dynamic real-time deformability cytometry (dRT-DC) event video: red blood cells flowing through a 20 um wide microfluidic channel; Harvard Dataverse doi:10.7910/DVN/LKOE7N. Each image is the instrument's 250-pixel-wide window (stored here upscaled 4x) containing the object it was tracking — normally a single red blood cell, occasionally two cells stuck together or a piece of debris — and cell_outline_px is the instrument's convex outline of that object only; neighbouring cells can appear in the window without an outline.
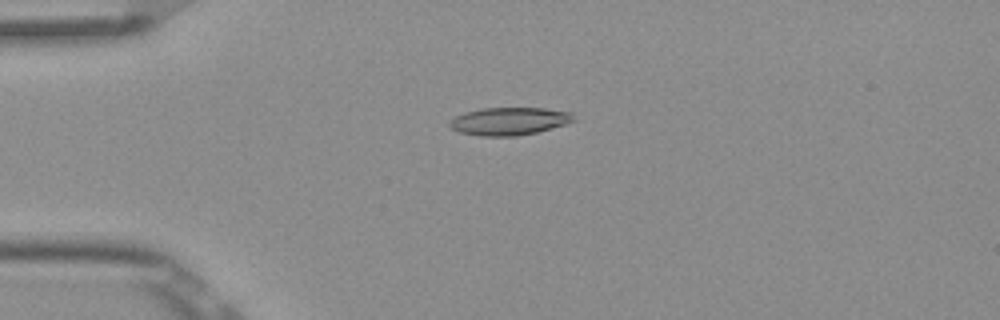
{"species": "Egyptian fruit bat (a non-hibernating species)", "species_latin": "Rousettus aegyptiacus", "temperature_condition": "room temperature", "stored_images_in_passage": 52, "camera_frame_rate_fps": 3000, "um_per_image_px": 0.085, "frame": {"image": 1, "passage_image": 13, "time_ms": 4.0, "image_size_px": [1000, 320], "cell_outline_px": [[576, 120], [552, 128], [536, 132], [516, 136], [480, 136], [460, 132], [452, 128], [448, 124], [448, 120], [464, 112], [480, 108], [544, 108], [572, 112]], "centroid_in_image_um": [43.27, 10.29], "position_along_channel_um": 41.7, "area_um2": 20.11}}
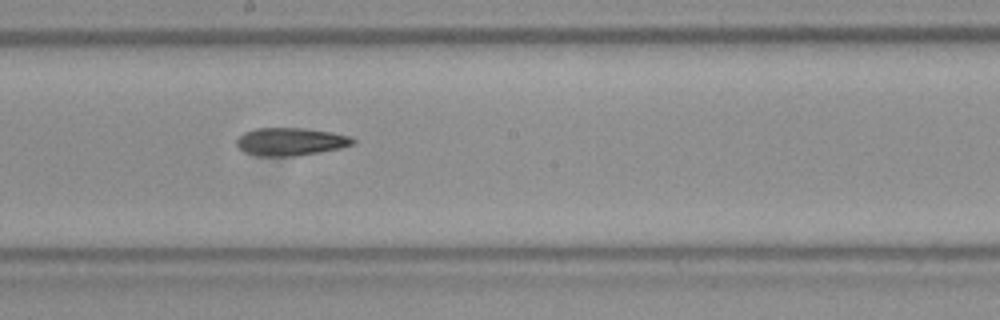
{"frame": {"image": 2, "passage_image": 29, "time_ms": 9.333, "image_size_px": [1000, 320], "cell_outline_px": [[356, 144], [340, 148], [320, 152], [296, 156], [256, 156], [244, 152], [236, 144], [236, 140], [244, 132], [256, 128], [304, 128], [332, 132], [352, 136], [356, 140]], "centroid_in_image_um": [24.73, 12.04], "position_along_channel_um": 223.5, "area_um2": 19.07}}
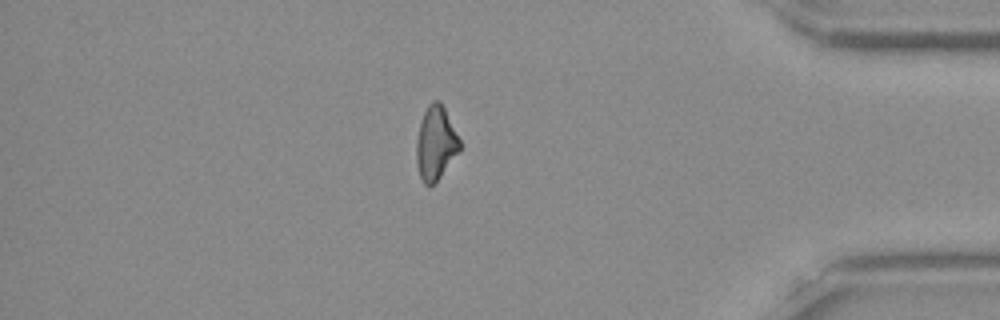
{"frame": {"image": 3, "passage_image": 45, "time_ms": 14.667, "image_size_px": [1000, 320], "cell_outline_px": [[460, 148], [440, 176], [428, 188], [424, 184], [420, 176], [416, 164], [416, 140], [420, 120], [428, 104], [432, 100], [440, 100], [460, 140]], "centroid_in_image_um": [36.99, 12.14], "position_along_channel_um": 398.2, "area_um2": 18.38}, "authors_computed_cell_mechanics": {"area_um2": 19.0451, "velocity_mm_per_s": 3.8846, "shape_relaxation_time_tau1_ms": null, "shape_relaxation_time_tau2_ms": 8.979, "deformation_change_tau1": null, "deformation_change_tau2": 0.2072}}